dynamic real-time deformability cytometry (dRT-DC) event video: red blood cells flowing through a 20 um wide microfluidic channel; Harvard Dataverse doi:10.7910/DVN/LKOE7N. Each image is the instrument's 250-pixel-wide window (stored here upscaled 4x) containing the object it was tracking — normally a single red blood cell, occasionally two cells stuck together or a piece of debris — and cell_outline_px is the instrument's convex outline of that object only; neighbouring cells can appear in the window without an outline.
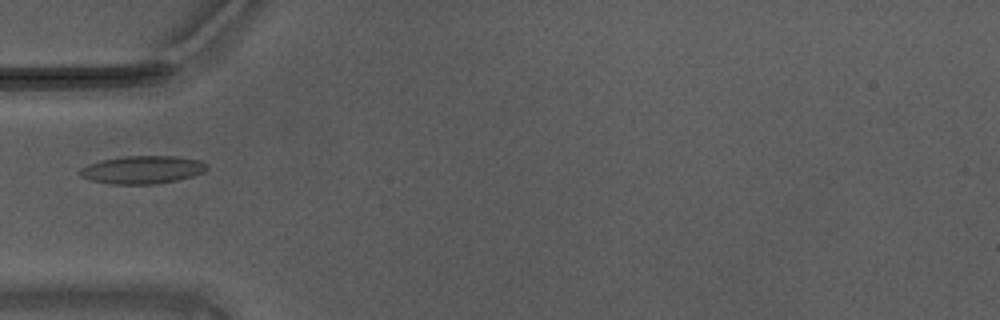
{"species": "Egyptian fruit bat (a non-hibernating species)", "species_latin": "Rousettus aegyptiacus", "temperature_condition": "warm", "stored_images_in_passage": 8, "camera_frame_rate_fps": 3000, "um_per_image_px": 0.085, "animal": {"sex": "male"}, "frame": {"image": 1, "passage_image": 1, "time_ms": 0.0, "image_size_px": [1000, 320], "cell_outline_px": [[208, 168], [204, 172], [192, 176], [176, 180], [152, 184], [112, 184], [92, 180], [80, 176], [76, 172], [80, 168], [88, 164], [100, 160], [124, 156], [172, 156], [200, 160], [208, 164]], "centroid_in_image_um": [12.08, 14.42], "position_along_channel_um": 72.9, "area_um2": 20.69}}